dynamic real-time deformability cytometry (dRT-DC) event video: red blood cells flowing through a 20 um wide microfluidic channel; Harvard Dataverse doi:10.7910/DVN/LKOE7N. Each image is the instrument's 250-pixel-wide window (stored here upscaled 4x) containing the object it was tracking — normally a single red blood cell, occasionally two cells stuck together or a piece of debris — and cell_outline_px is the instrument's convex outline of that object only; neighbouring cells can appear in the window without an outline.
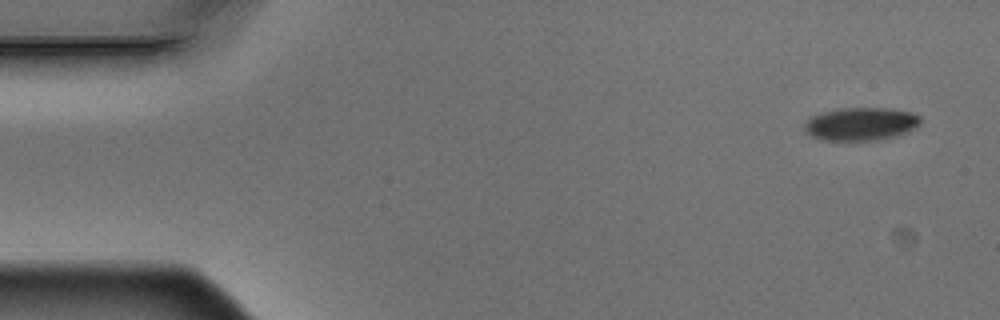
{"species": "Egyptian fruit bat (a non-hibernating species)", "species_latin": "Rousettus aegyptiacus", "temperature_condition": "warm", "stored_images_in_passage": 9, "camera_frame_rate_fps": 3000, "um_per_image_px": 0.085, "animal": {"sex": "male"}, "frame": {"image": 1, "passage_image": 1, "time_ms": 0.0, "image_size_px": [1000, 320], "cell_outline_px": [[920, 124], [916, 128], [908, 132], [876, 140], [824, 140], [812, 136], [804, 128], [804, 124], [808, 116], [840, 108], [892, 108], [912, 112], [920, 116]], "centroid_in_image_um": [73.18, 10.52], "position_along_channel_um": 11.8, "area_um2": 22.37}}
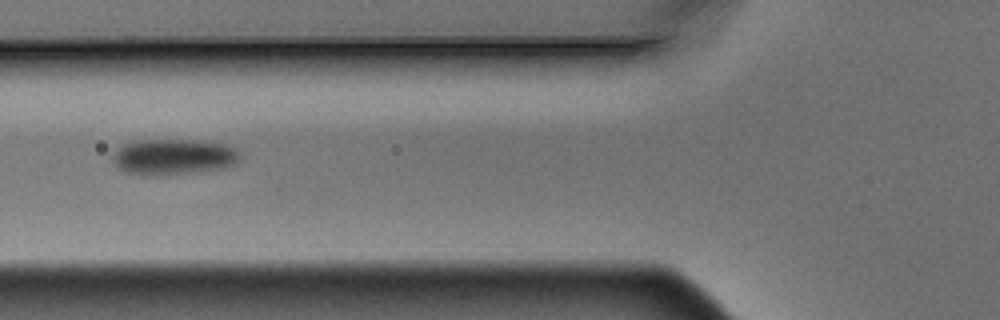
{"frame": {"image": 2, "passage_image": 6, "time_ms": 1.667, "image_size_px": [1000, 320], "cell_outline_px": [[240, 160], [236, 164], [216, 168], [188, 172], [148, 176], [128, 172], [120, 168], [112, 160], [112, 156], [124, 144], [140, 140], [192, 140], [224, 144], [236, 148], [240, 152]], "centroid_in_image_um": [14.76, 13.31], "position_along_channel_um": 111.0, "area_um2": 25.95}}
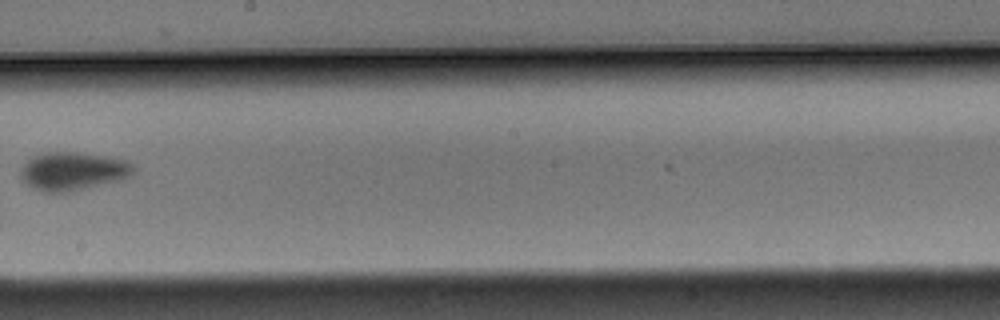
{"frame": {"image": 3, "passage_image": 9, "time_ms": 2.667, "image_size_px": [1000, 320], "cell_outline_px": [[136, 172], [132, 176], [120, 180], [72, 192], [40, 192], [24, 184], [20, 180], [20, 172], [24, 164], [32, 156], [44, 152], [76, 152], [108, 156], [124, 160], [132, 164], [136, 168]], "centroid_in_image_um": [6.19, 14.56], "position_along_channel_um": 242.0, "area_um2": 25.72}}